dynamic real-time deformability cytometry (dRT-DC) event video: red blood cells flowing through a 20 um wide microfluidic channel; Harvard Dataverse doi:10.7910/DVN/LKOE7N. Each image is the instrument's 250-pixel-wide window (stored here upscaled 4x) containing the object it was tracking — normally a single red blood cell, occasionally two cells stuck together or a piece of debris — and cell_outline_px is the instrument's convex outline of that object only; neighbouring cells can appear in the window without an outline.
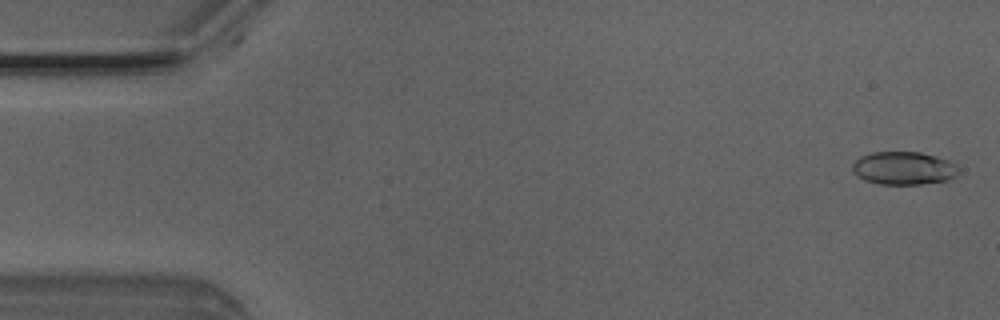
{"species": "Egyptian fruit bat (a non-hibernating species)", "species_latin": "Rousettus aegyptiacus", "temperature_condition": "room temperature", "stored_images_in_passage": 5, "camera_frame_rate_fps": 3000, "um_per_image_px": 0.085, "animal": {"sex": "male"}, "frame": {"image": 1, "passage_image": 1, "time_ms": 0.0, "image_size_px": [1000, 320], "cell_outline_px": [[956, 176], [948, 180], [920, 184], [880, 184], [864, 180], [856, 176], [852, 172], [852, 164], [860, 156], [872, 152], [920, 152], [936, 156], [948, 160], [956, 164]], "centroid_in_image_um": [76.77, 14.29], "position_along_channel_um": 8.2, "area_um2": 20.46}}
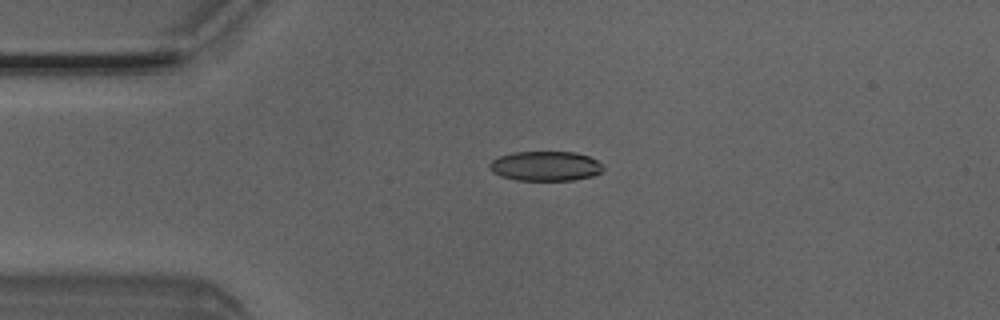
{"frame": {"image": 2, "passage_image": 4, "time_ms": 1.0, "image_size_px": [1000, 320], "cell_outline_px": [[604, 168], [600, 172], [592, 176], [572, 180], [516, 180], [500, 176], [492, 172], [488, 168], [488, 164], [492, 160], [500, 156], [512, 152], [576, 152], [588, 156], [604, 164]], "centroid_in_image_um": [46.35, 14.11], "position_along_channel_um": 38.7, "area_um2": 19.77}}